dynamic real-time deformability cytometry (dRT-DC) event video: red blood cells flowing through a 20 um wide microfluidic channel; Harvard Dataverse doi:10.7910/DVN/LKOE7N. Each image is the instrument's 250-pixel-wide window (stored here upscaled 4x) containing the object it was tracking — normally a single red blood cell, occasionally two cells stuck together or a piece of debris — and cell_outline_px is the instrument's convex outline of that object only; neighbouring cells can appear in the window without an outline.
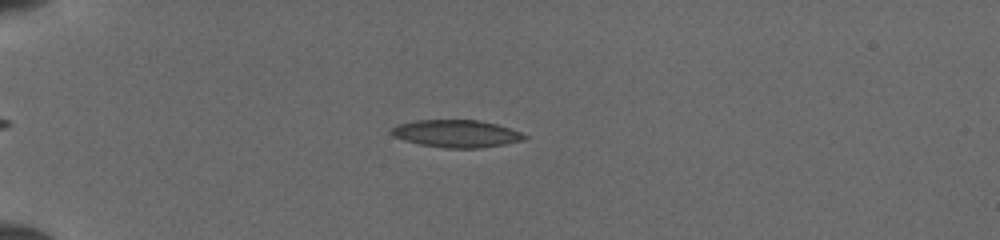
{"species": "common noctule bat (a hibernating species)", "species_latin": "Nyctalus noctula", "temperature_condition": "cold", "stored_images_in_passage": 49, "camera_frame_rate_fps": 3000, "um_per_image_px": 0.085, "animal": {"sex": "female", "body_mass_g": 19.5, "forearm_length_mm": 54.1}, "frame": {"image": 1, "passage_image": 13, "time_ms": 4.0, "image_size_px": [1000, 240], "cell_outline_px": [[528, 136], [524, 140], [504, 144], [480, 148], [448, 148], [420, 144], [404, 140], [392, 136], [388, 132], [396, 124], [416, 120], [480, 120], [496, 124], [520, 132]], "centroid_in_image_um": [38.75, 11.35], "position_along_channel_um": 46.2, "area_um2": 21.27}}
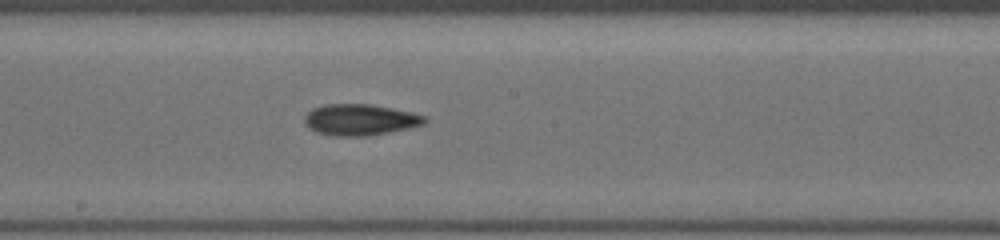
{"frame": {"image": 2, "passage_image": 28, "time_ms": 9.0, "image_size_px": [1000, 240], "cell_outline_px": [[428, 120], [424, 124], [408, 128], [368, 136], [336, 136], [316, 132], [308, 128], [304, 124], [304, 116], [312, 108], [324, 104], [368, 104], [412, 112], [428, 116]], "centroid_in_image_um": [30.59, 10.18], "position_along_channel_um": 217.6, "area_um2": 21.96}}
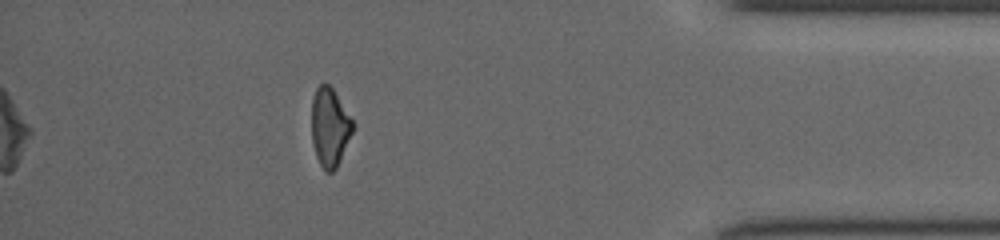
{"frame": {"image": 3, "passage_image": 44, "time_ms": 14.333, "image_size_px": [1000, 240], "cell_outline_px": [[356, 128], [336, 168], [332, 172], [328, 172], [320, 164], [316, 156], [312, 140], [312, 96], [316, 88], [320, 84], [328, 84], [332, 88], [356, 124]], "centroid_in_image_um": [28.06, 10.8], "position_along_channel_um": 407.1, "area_um2": 19.02}}